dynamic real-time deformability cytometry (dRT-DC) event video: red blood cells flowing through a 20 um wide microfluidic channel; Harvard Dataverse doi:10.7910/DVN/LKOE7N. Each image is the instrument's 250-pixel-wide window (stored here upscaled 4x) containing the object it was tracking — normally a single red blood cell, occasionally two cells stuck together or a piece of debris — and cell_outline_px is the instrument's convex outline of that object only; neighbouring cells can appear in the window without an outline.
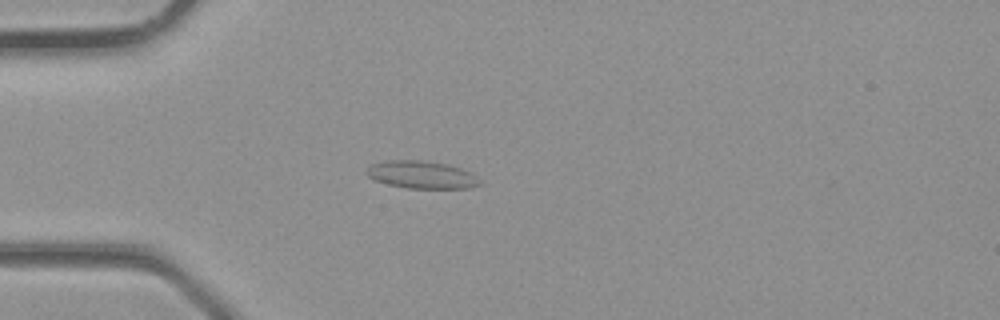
{"species": "common noctule bat (a hibernating species)", "species_latin": "Nyctalus noctula", "temperature_condition": "room temperature", "stored_images_in_passage": 2, "camera_frame_rate_fps": 3000, "um_per_image_px": 0.085, "animal": {"sex": "male", "body_mass_g": 23.1, "forearm_length_mm": 52.7}, "frame": {"image": 1, "passage_image": 2, "time_ms": 0.333, "image_size_px": [1000, 320], "cell_outline_px": [[480, 184], [468, 188], [408, 188], [388, 184], [376, 180], [368, 176], [364, 172], [372, 164], [388, 160], [420, 160], [448, 164], [460, 168], [468, 172]], "centroid_in_image_um": [35.76, 14.84], "position_along_channel_um": 49.2, "area_um2": 17.74}}